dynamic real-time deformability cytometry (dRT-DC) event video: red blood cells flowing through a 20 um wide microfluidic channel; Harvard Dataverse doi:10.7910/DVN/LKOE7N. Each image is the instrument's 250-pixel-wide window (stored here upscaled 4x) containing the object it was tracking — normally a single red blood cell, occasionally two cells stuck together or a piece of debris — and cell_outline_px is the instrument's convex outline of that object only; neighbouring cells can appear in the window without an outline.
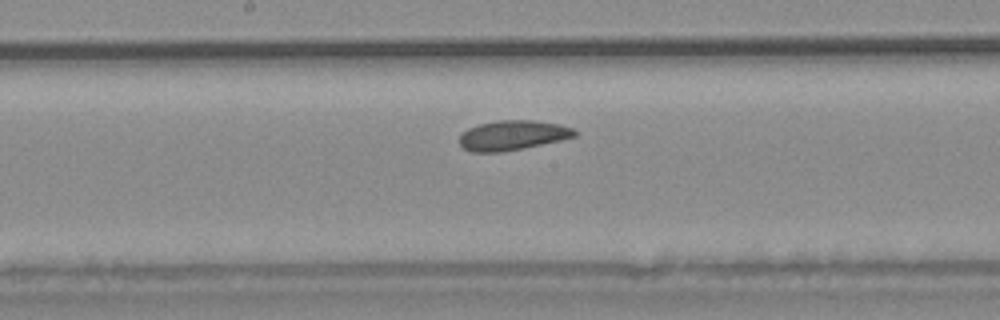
{"species": "common noctule bat (a hibernating species)", "species_latin": "Nyctalus noctula", "temperature_condition": "warm", "stored_images_in_passage": 32, "camera_frame_rate_fps": 3000, "um_per_image_px": 0.085, "animal": {"sex": "male", "body_mass_g": 20.4}, "frame": {"image": 1, "passage_image": 14, "time_ms": 4.333, "image_size_px": [1000, 320], "cell_outline_px": [[580, 132], [576, 136], [560, 140], [524, 148], [500, 152], [472, 152], [464, 148], [460, 144], [460, 136], [468, 128], [480, 124], [500, 120], [532, 120], [556, 124], [572, 128]], "centroid_in_image_um": [43.58, 11.5], "position_along_channel_um": 204.6, "area_um2": 19.77}}